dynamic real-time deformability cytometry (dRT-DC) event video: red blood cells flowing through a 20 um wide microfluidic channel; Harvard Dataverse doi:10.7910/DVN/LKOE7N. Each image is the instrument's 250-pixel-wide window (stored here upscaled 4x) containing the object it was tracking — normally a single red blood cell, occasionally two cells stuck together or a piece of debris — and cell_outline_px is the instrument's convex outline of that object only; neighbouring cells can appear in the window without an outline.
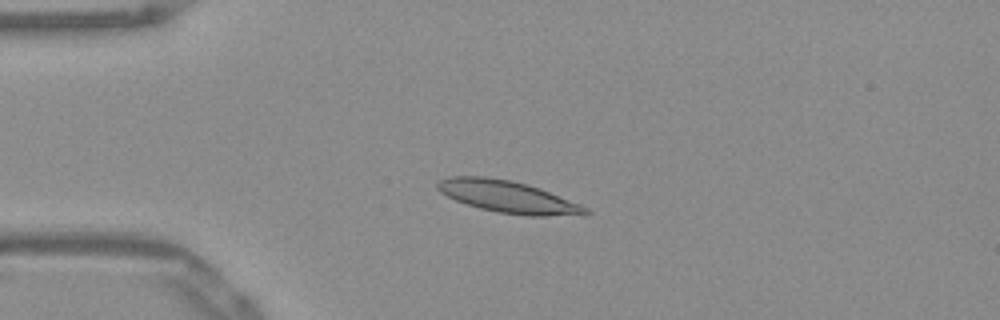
{"species": "Egyptian fruit bat (a non-hibernating species)", "species_latin": "Rousettus aegyptiacus", "temperature_condition": "warm", "stored_images_in_passage": 44, "camera_frame_rate_fps": 3000, "um_per_image_px": 0.085, "frame": {"image": 1, "passage_image": 5, "time_ms": 1.333, "image_size_px": [1000, 320], "cell_outline_px": [[592, 212], [584, 216], [524, 216], [496, 212], [480, 208], [456, 200], [440, 192], [436, 188], [436, 180], [448, 176], [488, 176], [512, 180], [528, 184], [540, 188], [580, 204], [588, 208]], "centroid_in_image_um": [43.2, 16.73], "position_along_channel_um": 41.8, "area_um2": 28.15}}
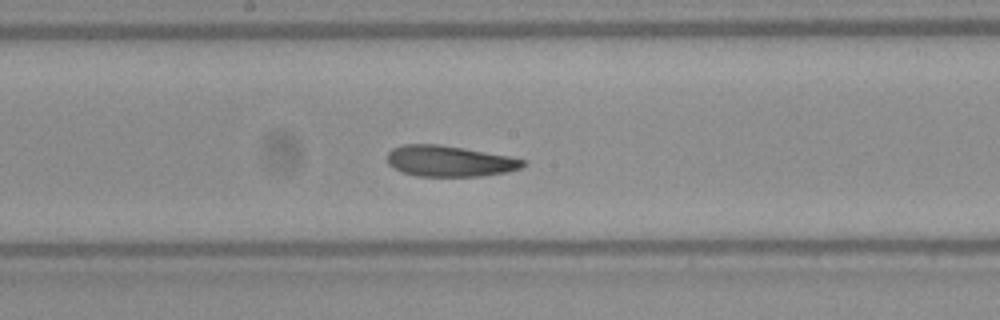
{"frame": {"image": 2, "passage_image": 20, "time_ms": 6.333, "image_size_px": [1000, 320], "cell_outline_px": [[528, 164], [520, 168], [508, 172], [480, 176], [416, 176], [404, 172], [388, 164], [388, 152], [392, 148], [404, 144], [436, 144], [508, 156], [528, 160]], "centroid_in_image_um": [38.24, 13.7], "position_along_channel_um": 210.0, "area_um2": 24.28}}
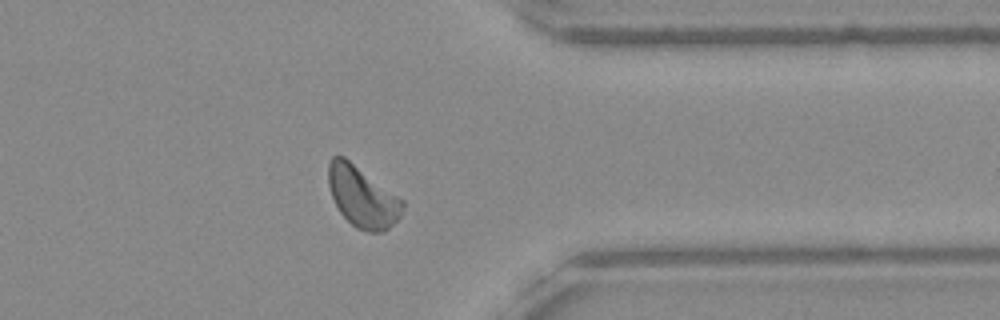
{"frame": {"image": 3, "passage_image": 34, "time_ms": 11.0, "image_size_px": [1000, 320], "cell_outline_px": [[404, 204], [400, 216], [384, 232], [368, 232], [356, 228], [340, 212], [332, 196], [328, 184], [328, 164], [332, 156], [344, 156], [404, 200]], "centroid_in_image_um": [30.8, 16.72], "position_along_channel_um": 380.6, "area_um2": 26.13}, "authors_computed_cell_mechanics": {"area_um2": 25.3164, "velocity_mm_per_s": 3.8525, "shape_relaxation_time_tau1_ms": 5.5887, "shape_relaxation_time_tau2_ms": 2.9005, "deformation_change_tau1": 0.1612, "deformation_change_tau2": 0.0998}}